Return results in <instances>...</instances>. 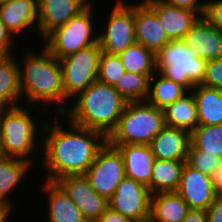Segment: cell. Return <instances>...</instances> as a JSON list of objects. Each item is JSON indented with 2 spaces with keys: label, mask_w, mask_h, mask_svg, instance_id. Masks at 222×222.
Returning a JSON list of instances; mask_svg holds the SVG:
<instances>
[{
  "label": "cell",
  "mask_w": 222,
  "mask_h": 222,
  "mask_svg": "<svg viewBox=\"0 0 222 222\" xmlns=\"http://www.w3.org/2000/svg\"><path fill=\"white\" fill-rule=\"evenodd\" d=\"M56 116L52 123L46 120L42 134L47 136L42 141L41 149L45 155L43 167L48 170L44 180L53 182L66 175L85 174L98 150L107 141L101 132L70 121L68 130L59 122L60 115Z\"/></svg>",
  "instance_id": "1"
},
{
  "label": "cell",
  "mask_w": 222,
  "mask_h": 222,
  "mask_svg": "<svg viewBox=\"0 0 222 222\" xmlns=\"http://www.w3.org/2000/svg\"><path fill=\"white\" fill-rule=\"evenodd\" d=\"M38 54L33 51L23 55V62L18 63L20 88L22 98H26L27 105H38L44 102L56 106L58 115H62L68 107L66 105L60 61L44 46Z\"/></svg>",
  "instance_id": "2"
},
{
  "label": "cell",
  "mask_w": 222,
  "mask_h": 222,
  "mask_svg": "<svg viewBox=\"0 0 222 222\" xmlns=\"http://www.w3.org/2000/svg\"><path fill=\"white\" fill-rule=\"evenodd\" d=\"M73 102L70 104L72 108H68L60 117H67L78 126L99 131L106 138L116 128L127 104L114 86L99 81L79 93Z\"/></svg>",
  "instance_id": "3"
},
{
  "label": "cell",
  "mask_w": 222,
  "mask_h": 222,
  "mask_svg": "<svg viewBox=\"0 0 222 222\" xmlns=\"http://www.w3.org/2000/svg\"><path fill=\"white\" fill-rule=\"evenodd\" d=\"M165 126L163 110L147 101L127 102L107 142L110 145H149Z\"/></svg>",
  "instance_id": "4"
},
{
  "label": "cell",
  "mask_w": 222,
  "mask_h": 222,
  "mask_svg": "<svg viewBox=\"0 0 222 222\" xmlns=\"http://www.w3.org/2000/svg\"><path fill=\"white\" fill-rule=\"evenodd\" d=\"M26 107L28 106L23 107L20 103L17 107L2 110V156L20 158L33 164L31 155L36 151L37 145L42 148V143L36 142L39 139L37 130L42 134L46 121H41L37 126Z\"/></svg>",
  "instance_id": "5"
},
{
  "label": "cell",
  "mask_w": 222,
  "mask_h": 222,
  "mask_svg": "<svg viewBox=\"0 0 222 222\" xmlns=\"http://www.w3.org/2000/svg\"><path fill=\"white\" fill-rule=\"evenodd\" d=\"M93 3L42 39L44 47L58 60L98 42V32L94 33Z\"/></svg>",
  "instance_id": "6"
},
{
  "label": "cell",
  "mask_w": 222,
  "mask_h": 222,
  "mask_svg": "<svg viewBox=\"0 0 222 222\" xmlns=\"http://www.w3.org/2000/svg\"><path fill=\"white\" fill-rule=\"evenodd\" d=\"M205 65L206 61L198 58L196 51L188 49L181 40L167 43L156 54V70L188 91L202 83Z\"/></svg>",
  "instance_id": "7"
},
{
  "label": "cell",
  "mask_w": 222,
  "mask_h": 222,
  "mask_svg": "<svg viewBox=\"0 0 222 222\" xmlns=\"http://www.w3.org/2000/svg\"><path fill=\"white\" fill-rule=\"evenodd\" d=\"M102 50L95 43L61 59L62 85L67 100H72L97 81L99 58Z\"/></svg>",
  "instance_id": "8"
},
{
  "label": "cell",
  "mask_w": 222,
  "mask_h": 222,
  "mask_svg": "<svg viewBox=\"0 0 222 222\" xmlns=\"http://www.w3.org/2000/svg\"><path fill=\"white\" fill-rule=\"evenodd\" d=\"M112 7L105 28L98 34V43L103 52L119 54L136 43L134 4L117 0Z\"/></svg>",
  "instance_id": "9"
},
{
  "label": "cell",
  "mask_w": 222,
  "mask_h": 222,
  "mask_svg": "<svg viewBox=\"0 0 222 222\" xmlns=\"http://www.w3.org/2000/svg\"><path fill=\"white\" fill-rule=\"evenodd\" d=\"M85 176L91 187L109 200L125 178L123 158L119 150L106 141L98 150Z\"/></svg>",
  "instance_id": "10"
},
{
  "label": "cell",
  "mask_w": 222,
  "mask_h": 222,
  "mask_svg": "<svg viewBox=\"0 0 222 222\" xmlns=\"http://www.w3.org/2000/svg\"><path fill=\"white\" fill-rule=\"evenodd\" d=\"M152 193L147 186L125 177L108 200L109 208L133 222L149 220Z\"/></svg>",
  "instance_id": "11"
},
{
  "label": "cell",
  "mask_w": 222,
  "mask_h": 222,
  "mask_svg": "<svg viewBox=\"0 0 222 222\" xmlns=\"http://www.w3.org/2000/svg\"><path fill=\"white\" fill-rule=\"evenodd\" d=\"M55 182L79 208L88 222H94L109 208L108 200L91 187L85 174L66 175Z\"/></svg>",
  "instance_id": "12"
},
{
  "label": "cell",
  "mask_w": 222,
  "mask_h": 222,
  "mask_svg": "<svg viewBox=\"0 0 222 222\" xmlns=\"http://www.w3.org/2000/svg\"><path fill=\"white\" fill-rule=\"evenodd\" d=\"M176 192L188 204L189 209L204 211L218 196L214 177L202 173L186 162Z\"/></svg>",
  "instance_id": "13"
},
{
  "label": "cell",
  "mask_w": 222,
  "mask_h": 222,
  "mask_svg": "<svg viewBox=\"0 0 222 222\" xmlns=\"http://www.w3.org/2000/svg\"><path fill=\"white\" fill-rule=\"evenodd\" d=\"M143 2L156 14L171 41L182 40L201 17L196 11L172 6L163 0H143Z\"/></svg>",
  "instance_id": "14"
},
{
  "label": "cell",
  "mask_w": 222,
  "mask_h": 222,
  "mask_svg": "<svg viewBox=\"0 0 222 222\" xmlns=\"http://www.w3.org/2000/svg\"><path fill=\"white\" fill-rule=\"evenodd\" d=\"M90 3L88 0H38L37 28L42 38L77 16Z\"/></svg>",
  "instance_id": "15"
},
{
  "label": "cell",
  "mask_w": 222,
  "mask_h": 222,
  "mask_svg": "<svg viewBox=\"0 0 222 222\" xmlns=\"http://www.w3.org/2000/svg\"><path fill=\"white\" fill-rule=\"evenodd\" d=\"M198 58L209 61L222 58V31L200 17L181 40Z\"/></svg>",
  "instance_id": "16"
},
{
  "label": "cell",
  "mask_w": 222,
  "mask_h": 222,
  "mask_svg": "<svg viewBox=\"0 0 222 222\" xmlns=\"http://www.w3.org/2000/svg\"><path fill=\"white\" fill-rule=\"evenodd\" d=\"M134 31L136 43L155 55L171 42L156 14L143 1L134 4Z\"/></svg>",
  "instance_id": "17"
},
{
  "label": "cell",
  "mask_w": 222,
  "mask_h": 222,
  "mask_svg": "<svg viewBox=\"0 0 222 222\" xmlns=\"http://www.w3.org/2000/svg\"><path fill=\"white\" fill-rule=\"evenodd\" d=\"M190 144L189 132L165 126L149 146L155 159L186 161Z\"/></svg>",
  "instance_id": "18"
},
{
  "label": "cell",
  "mask_w": 222,
  "mask_h": 222,
  "mask_svg": "<svg viewBox=\"0 0 222 222\" xmlns=\"http://www.w3.org/2000/svg\"><path fill=\"white\" fill-rule=\"evenodd\" d=\"M122 155L125 177L134 179L150 189L155 161L149 145H112Z\"/></svg>",
  "instance_id": "19"
},
{
  "label": "cell",
  "mask_w": 222,
  "mask_h": 222,
  "mask_svg": "<svg viewBox=\"0 0 222 222\" xmlns=\"http://www.w3.org/2000/svg\"><path fill=\"white\" fill-rule=\"evenodd\" d=\"M32 165L20 158L0 156V207L9 214L13 213V207H15L12 197L9 196L16 188L18 189L19 184L24 183V177L27 176Z\"/></svg>",
  "instance_id": "20"
},
{
  "label": "cell",
  "mask_w": 222,
  "mask_h": 222,
  "mask_svg": "<svg viewBox=\"0 0 222 222\" xmlns=\"http://www.w3.org/2000/svg\"><path fill=\"white\" fill-rule=\"evenodd\" d=\"M0 18L8 31L20 35L21 31L37 28L38 0H13L0 5Z\"/></svg>",
  "instance_id": "21"
},
{
  "label": "cell",
  "mask_w": 222,
  "mask_h": 222,
  "mask_svg": "<svg viewBox=\"0 0 222 222\" xmlns=\"http://www.w3.org/2000/svg\"><path fill=\"white\" fill-rule=\"evenodd\" d=\"M44 182V192L48 193L47 220L49 222H88L83 213L56 182L47 180Z\"/></svg>",
  "instance_id": "22"
},
{
  "label": "cell",
  "mask_w": 222,
  "mask_h": 222,
  "mask_svg": "<svg viewBox=\"0 0 222 222\" xmlns=\"http://www.w3.org/2000/svg\"><path fill=\"white\" fill-rule=\"evenodd\" d=\"M21 99L22 93L20 88L19 67L15 55L1 56L0 109L6 110L17 107Z\"/></svg>",
  "instance_id": "23"
},
{
  "label": "cell",
  "mask_w": 222,
  "mask_h": 222,
  "mask_svg": "<svg viewBox=\"0 0 222 222\" xmlns=\"http://www.w3.org/2000/svg\"><path fill=\"white\" fill-rule=\"evenodd\" d=\"M189 210L177 192L156 193L151 197L148 222H182Z\"/></svg>",
  "instance_id": "24"
},
{
  "label": "cell",
  "mask_w": 222,
  "mask_h": 222,
  "mask_svg": "<svg viewBox=\"0 0 222 222\" xmlns=\"http://www.w3.org/2000/svg\"><path fill=\"white\" fill-rule=\"evenodd\" d=\"M191 91L198 112V125H221L222 91L202 84L195 85Z\"/></svg>",
  "instance_id": "25"
},
{
  "label": "cell",
  "mask_w": 222,
  "mask_h": 222,
  "mask_svg": "<svg viewBox=\"0 0 222 222\" xmlns=\"http://www.w3.org/2000/svg\"><path fill=\"white\" fill-rule=\"evenodd\" d=\"M163 112L167 127L183 129L191 133L198 126V112L191 90L168 105Z\"/></svg>",
  "instance_id": "26"
},
{
  "label": "cell",
  "mask_w": 222,
  "mask_h": 222,
  "mask_svg": "<svg viewBox=\"0 0 222 222\" xmlns=\"http://www.w3.org/2000/svg\"><path fill=\"white\" fill-rule=\"evenodd\" d=\"M187 92L188 90L184 86L175 83L160 71H156L149 79V92L146 101L163 110Z\"/></svg>",
  "instance_id": "27"
},
{
  "label": "cell",
  "mask_w": 222,
  "mask_h": 222,
  "mask_svg": "<svg viewBox=\"0 0 222 222\" xmlns=\"http://www.w3.org/2000/svg\"><path fill=\"white\" fill-rule=\"evenodd\" d=\"M185 162L155 159L150 182L152 195L161 192H176Z\"/></svg>",
  "instance_id": "28"
},
{
  "label": "cell",
  "mask_w": 222,
  "mask_h": 222,
  "mask_svg": "<svg viewBox=\"0 0 222 222\" xmlns=\"http://www.w3.org/2000/svg\"><path fill=\"white\" fill-rule=\"evenodd\" d=\"M127 72L153 75L156 70V55L145 46L134 43L118 54Z\"/></svg>",
  "instance_id": "29"
},
{
  "label": "cell",
  "mask_w": 222,
  "mask_h": 222,
  "mask_svg": "<svg viewBox=\"0 0 222 222\" xmlns=\"http://www.w3.org/2000/svg\"><path fill=\"white\" fill-rule=\"evenodd\" d=\"M190 147L222 159V124L198 125L190 133Z\"/></svg>",
  "instance_id": "30"
},
{
  "label": "cell",
  "mask_w": 222,
  "mask_h": 222,
  "mask_svg": "<svg viewBox=\"0 0 222 222\" xmlns=\"http://www.w3.org/2000/svg\"><path fill=\"white\" fill-rule=\"evenodd\" d=\"M152 76L126 71L114 88L126 102L146 101Z\"/></svg>",
  "instance_id": "31"
},
{
  "label": "cell",
  "mask_w": 222,
  "mask_h": 222,
  "mask_svg": "<svg viewBox=\"0 0 222 222\" xmlns=\"http://www.w3.org/2000/svg\"><path fill=\"white\" fill-rule=\"evenodd\" d=\"M125 72L126 70L118 54L101 52L97 81L115 86Z\"/></svg>",
  "instance_id": "32"
},
{
  "label": "cell",
  "mask_w": 222,
  "mask_h": 222,
  "mask_svg": "<svg viewBox=\"0 0 222 222\" xmlns=\"http://www.w3.org/2000/svg\"><path fill=\"white\" fill-rule=\"evenodd\" d=\"M221 162L222 159L216 155L199 151L197 148L188 149L186 163L206 175L214 177Z\"/></svg>",
  "instance_id": "33"
},
{
  "label": "cell",
  "mask_w": 222,
  "mask_h": 222,
  "mask_svg": "<svg viewBox=\"0 0 222 222\" xmlns=\"http://www.w3.org/2000/svg\"><path fill=\"white\" fill-rule=\"evenodd\" d=\"M201 84L222 91V58L206 61L205 75Z\"/></svg>",
  "instance_id": "34"
},
{
  "label": "cell",
  "mask_w": 222,
  "mask_h": 222,
  "mask_svg": "<svg viewBox=\"0 0 222 222\" xmlns=\"http://www.w3.org/2000/svg\"><path fill=\"white\" fill-rule=\"evenodd\" d=\"M203 17L215 28L222 31V0L205 1Z\"/></svg>",
  "instance_id": "35"
},
{
  "label": "cell",
  "mask_w": 222,
  "mask_h": 222,
  "mask_svg": "<svg viewBox=\"0 0 222 222\" xmlns=\"http://www.w3.org/2000/svg\"><path fill=\"white\" fill-rule=\"evenodd\" d=\"M16 38L8 31L3 21L0 18V55L7 56L13 55L14 43Z\"/></svg>",
  "instance_id": "36"
},
{
  "label": "cell",
  "mask_w": 222,
  "mask_h": 222,
  "mask_svg": "<svg viewBox=\"0 0 222 222\" xmlns=\"http://www.w3.org/2000/svg\"><path fill=\"white\" fill-rule=\"evenodd\" d=\"M166 3L179 8L189 9L196 11L201 17H203L205 10V2L200 0H163Z\"/></svg>",
  "instance_id": "37"
},
{
  "label": "cell",
  "mask_w": 222,
  "mask_h": 222,
  "mask_svg": "<svg viewBox=\"0 0 222 222\" xmlns=\"http://www.w3.org/2000/svg\"><path fill=\"white\" fill-rule=\"evenodd\" d=\"M205 212L207 222H222V197L217 196Z\"/></svg>",
  "instance_id": "38"
},
{
  "label": "cell",
  "mask_w": 222,
  "mask_h": 222,
  "mask_svg": "<svg viewBox=\"0 0 222 222\" xmlns=\"http://www.w3.org/2000/svg\"><path fill=\"white\" fill-rule=\"evenodd\" d=\"M94 222H133L129 218L123 216L119 212L108 208L97 220Z\"/></svg>",
  "instance_id": "39"
},
{
  "label": "cell",
  "mask_w": 222,
  "mask_h": 222,
  "mask_svg": "<svg viewBox=\"0 0 222 222\" xmlns=\"http://www.w3.org/2000/svg\"><path fill=\"white\" fill-rule=\"evenodd\" d=\"M182 222H207L206 212L204 210L190 209Z\"/></svg>",
  "instance_id": "40"
},
{
  "label": "cell",
  "mask_w": 222,
  "mask_h": 222,
  "mask_svg": "<svg viewBox=\"0 0 222 222\" xmlns=\"http://www.w3.org/2000/svg\"><path fill=\"white\" fill-rule=\"evenodd\" d=\"M214 183L218 196L222 197V162L218 167L216 175L214 176Z\"/></svg>",
  "instance_id": "41"
},
{
  "label": "cell",
  "mask_w": 222,
  "mask_h": 222,
  "mask_svg": "<svg viewBox=\"0 0 222 222\" xmlns=\"http://www.w3.org/2000/svg\"><path fill=\"white\" fill-rule=\"evenodd\" d=\"M9 216H11L5 209L0 207V222H9Z\"/></svg>",
  "instance_id": "42"
},
{
  "label": "cell",
  "mask_w": 222,
  "mask_h": 222,
  "mask_svg": "<svg viewBox=\"0 0 222 222\" xmlns=\"http://www.w3.org/2000/svg\"><path fill=\"white\" fill-rule=\"evenodd\" d=\"M2 143H3V134H2V109H0V156H2Z\"/></svg>",
  "instance_id": "43"
},
{
  "label": "cell",
  "mask_w": 222,
  "mask_h": 222,
  "mask_svg": "<svg viewBox=\"0 0 222 222\" xmlns=\"http://www.w3.org/2000/svg\"><path fill=\"white\" fill-rule=\"evenodd\" d=\"M13 0H0V5L11 2Z\"/></svg>",
  "instance_id": "44"
}]
</instances>
